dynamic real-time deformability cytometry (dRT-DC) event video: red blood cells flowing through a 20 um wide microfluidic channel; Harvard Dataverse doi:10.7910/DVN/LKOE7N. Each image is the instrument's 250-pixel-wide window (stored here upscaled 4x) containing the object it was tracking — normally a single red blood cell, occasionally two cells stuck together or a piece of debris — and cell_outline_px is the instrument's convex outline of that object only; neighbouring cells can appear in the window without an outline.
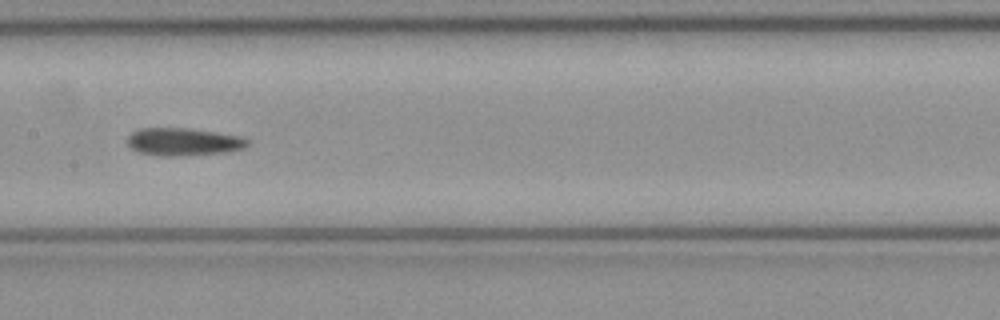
{"species": "common noctule bat (a hibernating species)", "species_latin": "Nyctalus noctula", "temperature_condition": "cold", "stored_images_in_passage": 24, "camera_frame_rate_fps": 3000, "um_per_image_px": 0.085, "animal": {"sex": "female", "body_mass_g": 21.9}, "frame": {"image": 1, "passage_image": 14, "time_ms": 4.333, "image_size_px": [1000, 320], "cell_outline_px": [[248, 144], [244, 148], [228, 152], [184, 156], [156, 156], [136, 152], [128, 144], [128, 136], [132, 132], [140, 128], [192, 128], [244, 136], [248, 140]], "centroid_in_image_um": [15.61, 12.06], "position_along_channel_um": 191.8, "area_um2": 19.83}}
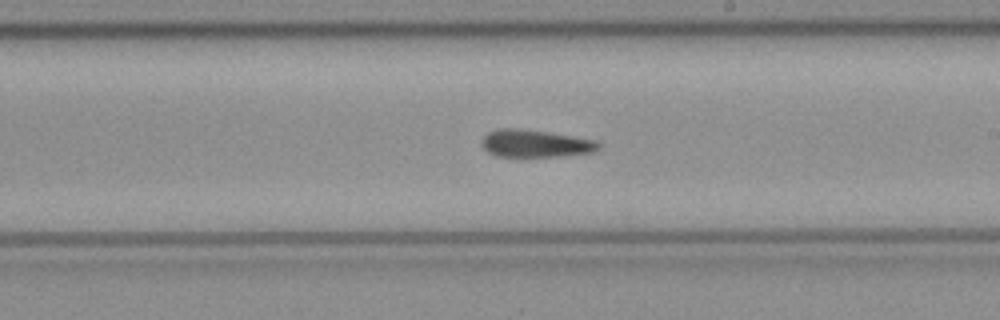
{"frame": {"image": 2, "passage_image": 18, "time_ms": 5.667, "image_size_px": [1000, 320], "cell_outline_px": [[600, 148], [592, 152], [560, 156], [520, 160], [496, 156], [488, 152], [480, 144], [480, 140], [488, 132], [496, 128], [520, 128], [548, 132], [600, 140]], "centroid_in_image_um": [45.46, 12.24], "position_along_channel_um": 243.5, "area_um2": 19.83}}